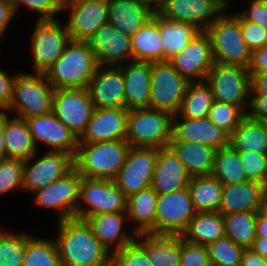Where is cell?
Instances as JSON below:
<instances>
[{
    "instance_id": "6da1fadb",
    "label": "cell",
    "mask_w": 267,
    "mask_h": 266,
    "mask_svg": "<svg viewBox=\"0 0 267 266\" xmlns=\"http://www.w3.org/2000/svg\"><path fill=\"white\" fill-rule=\"evenodd\" d=\"M53 237L62 266H112V253L93 235L85 220L58 221Z\"/></svg>"
},
{
    "instance_id": "7a4b0ae2",
    "label": "cell",
    "mask_w": 267,
    "mask_h": 266,
    "mask_svg": "<svg viewBox=\"0 0 267 266\" xmlns=\"http://www.w3.org/2000/svg\"><path fill=\"white\" fill-rule=\"evenodd\" d=\"M97 67L98 63L90 44L70 40L62 55L44 75L54 89L88 88Z\"/></svg>"
},
{
    "instance_id": "3957f363",
    "label": "cell",
    "mask_w": 267,
    "mask_h": 266,
    "mask_svg": "<svg viewBox=\"0 0 267 266\" xmlns=\"http://www.w3.org/2000/svg\"><path fill=\"white\" fill-rule=\"evenodd\" d=\"M211 40L215 63L248 67L251 51L241 31V16L225 9L205 31Z\"/></svg>"
},
{
    "instance_id": "277c9868",
    "label": "cell",
    "mask_w": 267,
    "mask_h": 266,
    "mask_svg": "<svg viewBox=\"0 0 267 266\" xmlns=\"http://www.w3.org/2000/svg\"><path fill=\"white\" fill-rule=\"evenodd\" d=\"M131 148L125 140L78 143L74 165L81 177L113 180Z\"/></svg>"
},
{
    "instance_id": "5b68a950",
    "label": "cell",
    "mask_w": 267,
    "mask_h": 266,
    "mask_svg": "<svg viewBox=\"0 0 267 266\" xmlns=\"http://www.w3.org/2000/svg\"><path fill=\"white\" fill-rule=\"evenodd\" d=\"M173 116L150 107L129 109L125 140L131 147L166 148L172 139Z\"/></svg>"
},
{
    "instance_id": "8992f818",
    "label": "cell",
    "mask_w": 267,
    "mask_h": 266,
    "mask_svg": "<svg viewBox=\"0 0 267 266\" xmlns=\"http://www.w3.org/2000/svg\"><path fill=\"white\" fill-rule=\"evenodd\" d=\"M54 90L44 73L20 71L15 78L12 102L6 111L23 119L50 113Z\"/></svg>"
},
{
    "instance_id": "52a82bcc",
    "label": "cell",
    "mask_w": 267,
    "mask_h": 266,
    "mask_svg": "<svg viewBox=\"0 0 267 266\" xmlns=\"http://www.w3.org/2000/svg\"><path fill=\"white\" fill-rule=\"evenodd\" d=\"M127 197L108 179L82 177L76 218L85 220L100 213L126 212Z\"/></svg>"
},
{
    "instance_id": "ba28073f",
    "label": "cell",
    "mask_w": 267,
    "mask_h": 266,
    "mask_svg": "<svg viewBox=\"0 0 267 266\" xmlns=\"http://www.w3.org/2000/svg\"><path fill=\"white\" fill-rule=\"evenodd\" d=\"M205 81L209 84L215 101L236 105L246 114L251 91L248 68L214 63Z\"/></svg>"
},
{
    "instance_id": "9c48e42d",
    "label": "cell",
    "mask_w": 267,
    "mask_h": 266,
    "mask_svg": "<svg viewBox=\"0 0 267 266\" xmlns=\"http://www.w3.org/2000/svg\"><path fill=\"white\" fill-rule=\"evenodd\" d=\"M30 38L33 73L45 71L62 55L70 36L66 24L55 20H35Z\"/></svg>"
},
{
    "instance_id": "30bf717a",
    "label": "cell",
    "mask_w": 267,
    "mask_h": 266,
    "mask_svg": "<svg viewBox=\"0 0 267 266\" xmlns=\"http://www.w3.org/2000/svg\"><path fill=\"white\" fill-rule=\"evenodd\" d=\"M188 83L169 61L151 62L149 107L177 114Z\"/></svg>"
},
{
    "instance_id": "8fae6325",
    "label": "cell",
    "mask_w": 267,
    "mask_h": 266,
    "mask_svg": "<svg viewBox=\"0 0 267 266\" xmlns=\"http://www.w3.org/2000/svg\"><path fill=\"white\" fill-rule=\"evenodd\" d=\"M39 150L29 159L24 160L23 192H30L49 185L66 174L74 167V156L59 151H47L39 157ZM38 156V157H37Z\"/></svg>"
},
{
    "instance_id": "7c38bea8",
    "label": "cell",
    "mask_w": 267,
    "mask_h": 266,
    "mask_svg": "<svg viewBox=\"0 0 267 266\" xmlns=\"http://www.w3.org/2000/svg\"><path fill=\"white\" fill-rule=\"evenodd\" d=\"M81 179L74 167L64 177L33 192L32 202L37 208L56 209L57 221L76 218Z\"/></svg>"
},
{
    "instance_id": "4fadbf2b",
    "label": "cell",
    "mask_w": 267,
    "mask_h": 266,
    "mask_svg": "<svg viewBox=\"0 0 267 266\" xmlns=\"http://www.w3.org/2000/svg\"><path fill=\"white\" fill-rule=\"evenodd\" d=\"M195 213L188 187L158 194L156 235L181 236Z\"/></svg>"
},
{
    "instance_id": "5bb4252c",
    "label": "cell",
    "mask_w": 267,
    "mask_h": 266,
    "mask_svg": "<svg viewBox=\"0 0 267 266\" xmlns=\"http://www.w3.org/2000/svg\"><path fill=\"white\" fill-rule=\"evenodd\" d=\"M158 148L131 147L113 182L126 197L151 187Z\"/></svg>"
},
{
    "instance_id": "9a60e30c",
    "label": "cell",
    "mask_w": 267,
    "mask_h": 266,
    "mask_svg": "<svg viewBox=\"0 0 267 266\" xmlns=\"http://www.w3.org/2000/svg\"><path fill=\"white\" fill-rule=\"evenodd\" d=\"M63 12L70 39L88 42L95 31L108 22V0H64Z\"/></svg>"
},
{
    "instance_id": "2e32d148",
    "label": "cell",
    "mask_w": 267,
    "mask_h": 266,
    "mask_svg": "<svg viewBox=\"0 0 267 266\" xmlns=\"http://www.w3.org/2000/svg\"><path fill=\"white\" fill-rule=\"evenodd\" d=\"M94 110L87 88L54 90L52 112L79 139L85 132Z\"/></svg>"
},
{
    "instance_id": "e0dca14e",
    "label": "cell",
    "mask_w": 267,
    "mask_h": 266,
    "mask_svg": "<svg viewBox=\"0 0 267 266\" xmlns=\"http://www.w3.org/2000/svg\"><path fill=\"white\" fill-rule=\"evenodd\" d=\"M230 0H166L159 14L169 20L193 24L200 31L208 26L225 10Z\"/></svg>"
},
{
    "instance_id": "ac0fdd59",
    "label": "cell",
    "mask_w": 267,
    "mask_h": 266,
    "mask_svg": "<svg viewBox=\"0 0 267 266\" xmlns=\"http://www.w3.org/2000/svg\"><path fill=\"white\" fill-rule=\"evenodd\" d=\"M25 120L38 150L42 143L48 151L65 152L75 157L79 139L52 111Z\"/></svg>"
},
{
    "instance_id": "d6986e66",
    "label": "cell",
    "mask_w": 267,
    "mask_h": 266,
    "mask_svg": "<svg viewBox=\"0 0 267 266\" xmlns=\"http://www.w3.org/2000/svg\"><path fill=\"white\" fill-rule=\"evenodd\" d=\"M169 62L188 81L205 80L215 63L209 35L205 31L198 33Z\"/></svg>"
},
{
    "instance_id": "ffe728a7",
    "label": "cell",
    "mask_w": 267,
    "mask_h": 266,
    "mask_svg": "<svg viewBox=\"0 0 267 266\" xmlns=\"http://www.w3.org/2000/svg\"><path fill=\"white\" fill-rule=\"evenodd\" d=\"M88 43L98 66H120L132 60L131 37L109 22L101 25Z\"/></svg>"
},
{
    "instance_id": "44dd1931",
    "label": "cell",
    "mask_w": 267,
    "mask_h": 266,
    "mask_svg": "<svg viewBox=\"0 0 267 266\" xmlns=\"http://www.w3.org/2000/svg\"><path fill=\"white\" fill-rule=\"evenodd\" d=\"M129 109L94 108L79 143H97L126 139Z\"/></svg>"
},
{
    "instance_id": "7402d4cb",
    "label": "cell",
    "mask_w": 267,
    "mask_h": 266,
    "mask_svg": "<svg viewBox=\"0 0 267 266\" xmlns=\"http://www.w3.org/2000/svg\"><path fill=\"white\" fill-rule=\"evenodd\" d=\"M170 142L202 143L218 149L229 144V135L208 117L186 119L175 114L172 120Z\"/></svg>"
},
{
    "instance_id": "603a6c76",
    "label": "cell",
    "mask_w": 267,
    "mask_h": 266,
    "mask_svg": "<svg viewBox=\"0 0 267 266\" xmlns=\"http://www.w3.org/2000/svg\"><path fill=\"white\" fill-rule=\"evenodd\" d=\"M87 89L94 108L125 107L124 77L118 66H98Z\"/></svg>"
},
{
    "instance_id": "cb8c5ba5",
    "label": "cell",
    "mask_w": 267,
    "mask_h": 266,
    "mask_svg": "<svg viewBox=\"0 0 267 266\" xmlns=\"http://www.w3.org/2000/svg\"><path fill=\"white\" fill-rule=\"evenodd\" d=\"M93 235L113 254L116 250L132 243L136 238L133 230L128 231L126 212L100 213L85 219ZM125 227V228H124Z\"/></svg>"
},
{
    "instance_id": "d4e9b609",
    "label": "cell",
    "mask_w": 267,
    "mask_h": 266,
    "mask_svg": "<svg viewBox=\"0 0 267 266\" xmlns=\"http://www.w3.org/2000/svg\"><path fill=\"white\" fill-rule=\"evenodd\" d=\"M263 194V184L257 181L223 185L218 212L222 215L260 212L263 210Z\"/></svg>"
},
{
    "instance_id": "484cf974",
    "label": "cell",
    "mask_w": 267,
    "mask_h": 266,
    "mask_svg": "<svg viewBox=\"0 0 267 266\" xmlns=\"http://www.w3.org/2000/svg\"><path fill=\"white\" fill-rule=\"evenodd\" d=\"M118 67L124 77L125 108L149 107L151 62L131 60Z\"/></svg>"
},
{
    "instance_id": "4316f807",
    "label": "cell",
    "mask_w": 267,
    "mask_h": 266,
    "mask_svg": "<svg viewBox=\"0 0 267 266\" xmlns=\"http://www.w3.org/2000/svg\"><path fill=\"white\" fill-rule=\"evenodd\" d=\"M191 176L169 147L160 148L151 187L157 194L170 193L188 186Z\"/></svg>"
},
{
    "instance_id": "83f0119b",
    "label": "cell",
    "mask_w": 267,
    "mask_h": 266,
    "mask_svg": "<svg viewBox=\"0 0 267 266\" xmlns=\"http://www.w3.org/2000/svg\"><path fill=\"white\" fill-rule=\"evenodd\" d=\"M158 194L152 187L127 197L126 214L136 234L156 235V211Z\"/></svg>"
},
{
    "instance_id": "f1b7e54d",
    "label": "cell",
    "mask_w": 267,
    "mask_h": 266,
    "mask_svg": "<svg viewBox=\"0 0 267 266\" xmlns=\"http://www.w3.org/2000/svg\"><path fill=\"white\" fill-rule=\"evenodd\" d=\"M163 41L160 33V14L153 15L131 36L132 60L163 61Z\"/></svg>"
},
{
    "instance_id": "f546056e",
    "label": "cell",
    "mask_w": 267,
    "mask_h": 266,
    "mask_svg": "<svg viewBox=\"0 0 267 266\" xmlns=\"http://www.w3.org/2000/svg\"><path fill=\"white\" fill-rule=\"evenodd\" d=\"M152 15L153 12L137 0H108V22L130 37Z\"/></svg>"
},
{
    "instance_id": "4dcf8cb0",
    "label": "cell",
    "mask_w": 267,
    "mask_h": 266,
    "mask_svg": "<svg viewBox=\"0 0 267 266\" xmlns=\"http://www.w3.org/2000/svg\"><path fill=\"white\" fill-rule=\"evenodd\" d=\"M3 137L7 158L24 161L38 151L26 120L10 115L6 110Z\"/></svg>"
},
{
    "instance_id": "1f68e13d",
    "label": "cell",
    "mask_w": 267,
    "mask_h": 266,
    "mask_svg": "<svg viewBox=\"0 0 267 266\" xmlns=\"http://www.w3.org/2000/svg\"><path fill=\"white\" fill-rule=\"evenodd\" d=\"M168 147L191 177L211 175L216 148L193 142H170Z\"/></svg>"
},
{
    "instance_id": "d6a6232c",
    "label": "cell",
    "mask_w": 267,
    "mask_h": 266,
    "mask_svg": "<svg viewBox=\"0 0 267 266\" xmlns=\"http://www.w3.org/2000/svg\"><path fill=\"white\" fill-rule=\"evenodd\" d=\"M135 240L145 249L153 266H179L180 236L137 234Z\"/></svg>"
},
{
    "instance_id": "836d02e7",
    "label": "cell",
    "mask_w": 267,
    "mask_h": 266,
    "mask_svg": "<svg viewBox=\"0 0 267 266\" xmlns=\"http://www.w3.org/2000/svg\"><path fill=\"white\" fill-rule=\"evenodd\" d=\"M224 236V219L218 211L196 212L181 235L191 243L206 246Z\"/></svg>"
},
{
    "instance_id": "e575fe53",
    "label": "cell",
    "mask_w": 267,
    "mask_h": 266,
    "mask_svg": "<svg viewBox=\"0 0 267 266\" xmlns=\"http://www.w3.org/2000/svg\"><path fill=\"white\" fill-rule=\"evenodd\" d=\"M229 145L239 153L267 154V132L264 123L245 116L229 136Z\"/></svg>"
},
{
    "instance_id": "d590c367",
    "label": "cell",
    "mask_w": 267,
    "mask_h": 266,
    "mask_svg": "<svg viewBox=\"0 0 267 266\" xmlns=\"http://www.w3.org/2000/svg\"><path fill=\"white\" fill-rule=\"evenodd\" d=\"M214 95L205 81H189L178 115L186 119L206 118L214 103Z\"/></svg>"
},
{
    "instance_id": "8d00e7d4",
    "label": "cell",
    "mask_w": 267,
    "mask_h": 266,
    "mask_svg": "<svg viewBox=\"0 0 267 266\" xmlns=\"http://www.w3.org/2000/svg\"><path fill=\"white\" fill-rule=\"evenodd\" d=\"M187 187L196 212L218 211L223 184L216 177H191Z\"/></svg>"
},
{
    "instance_id": "74e56055",
    "label": "cell",
    "mask_w": 267,
    "mask_h": 266,
    "mask_svg": "<svg viewBox=\"0 0 267 266\" xmlns=\"http://www.w3.org/2000/svg\"><path fill=\"white\" fill-rule=\"evenodd\" d=\"M200 32L193 24L169 20L160 15L163 61H169Z\"/></svg>"
},
{
    "instance_id": "f35d334b",
    "label": "cell",
    "mask_w": 267,
    "mask_h": 266,
    "mask_svg": "<svg viewBox=\"0 0 267 266\" xmlns=\"http://www.w3.org/2000/svg\"><path fill=\"white\" fill-rule=\"evenodd\" d=\"M211 175L216 177L223 185L248 181L239 158V152L229 144L216 149Z\"/></svg>"
},
{
    "instance_id": "ab89813d",
    "label": "cell",
    "mask_w": 267,
    "mask_h": 266,
    "mask_svg": "<svg viewBox=\"0 0 267 266\" xmlns=\"http://www.w3.org/2000/svg\"><path fill=\"white\" fill-rule=\"evenodd\" d=\"M257 213L240 212L222 215L225 236L243 248H251L256 236L255 220Z\"/></svg>"
},
{
    "instance_id": "60d3db41",
    "label": "cell",
    "mask_w": 267,
    "mask_h": 266,
    "mask_svg": "<svg viewBox=\"0 0 267 266\" xmlns=\"http://www.w3.org/2000/svg\"><path fill=\"white\" fill-rule=\"evenodd\" d=\"M23 266H62L54 238L33 234L26 243Z\"/></svg>"
},
{
    "instance_id": "b9f144b4",
    "label": "cell",
    "mask_w": 267,
    "mask_h": 266,
    "mask_svg": "<svg viewBox=\"0 0 267 266\" xmlns=\"http://www.w3.org/2000/svg\"><path fill=\"white\" fill-rule=\"evenodd\" d=\"M31 236L3 229L0 232V266H23L26 243Z\"/></svg>"
},
{
    "instance_id": "7bdbcfd3",
    "label": "cell",
    "mask_w": 267,
    "mask_h": 266,
    "mask_svg": "<svg viewBox=\"0 0 267 266\" xmlns=\"http://www.w3.org/2000/svg\"><path fill=\"white\" fill-rule=\"evenodd\" d=\"M211 266H240L245 250L229 237H222L207 245Z\"/></svg>"
},
{
    "instance_id": "ee69618b",
    "label": "cell",
    "mask_w": 267,
    "mask_h": 266,
    "mask_svg": "<svg viewBox=\"0 0 267 266\" xmlns=\"http://www.w3.org/2000/svg\"><path fill=\"white\" fill-rule=\"evenodd\" d=\"M245 116L236 105L214 101L208 118L230 136Z\"/></svg>"
},
{
    "instance_id": "f6af8a7d",
    "label": "cell",
    "mask_w": 267,
    "mask_h": 266,
    "mask_svg": "<svg viewBox=\"0 0 267 266\" xmlns=\"http://www.w3.org/2000/svg\"><path fill=\"white\" fill-rule=\"evenodd\" d=\"M23 166L24 161L20 159L6 157L0 160V196L13 190L23 191Z\"/></svg>"
},
{
    "instance_id": "bcb514c9",
    "label": "cell",
    "mask_w": 267,
    "mask_h": 266,
    "mask_svg": "<svg viewBox=\"0 0 267 266\" xmlns=\"http://www.w3.org/2000/svg\"><path fill=\"white\" fill-rule=\"evenodd\" d=\"M64 0H13L14 15L18 13L20 7L35 11L38 15V21L55 20L58 14L63 13Z\"/></svg>"
},
{
    "instance_id": "7dc6e473",
    "label": "cell",
    "mask_w": 267,
    "mask_h": 266,
    "mask_svg": "<svg viewBox=\"0 0 267 266\" xmlns=\"http://www.w3.org/2000/svg\"><path fill=\"white\" fill-rule=\"evenodd\" d=\"M112 266H153L145 249L134 240L112 254Z\"/></svg>"
},
{
    "instance_id": "c3c4849f",
    "label": "cell",
    "mask_w": 267,
    "mask_h": 266,
    "mask_svg": "<svg viewBox=\"0 0 267 266\" xmlns=\"http://www.w3.org/2000/svg\"><path fill=\"white\" fill-rule=\"evenodd\" d=\"M239 158L247 179L264 184L267 178V154L242 152Z\"/></svg>"
},
{
    "instance_id": "681fc988",
    "label": "cell",
    "mask_w": 267,
    "mask_h": 266,
    "mask_svg": "<svg viewBox=\"0 0 267 266\" xmlns=\"http://www.w3.org/2000/svg\"><path fill=\"white\" fill-rule=\"evenodd\" d=\"M179 266H211L207 246L191 243L180 236Z\"/></svg>"
},
{
    "instance_id": "f907efd6",
    "label": "cell",
    "mask_w": 267,
    "mask_h": 266,
    "mask_svg": "<svg viewBox=\"0 0 267 266\" xmlns=\"http://www.w3.org/2000/svg\"><path fill=\"white\" fill-rule=\"evenodd\" d=\"M241 31L248 49H260L267 46V29L256 23L245 21L241 17Z\"/></svg>"
},
{
    "instance_id": "816d5d0a",
    "label": "cell",
    "mask_w": 267,
    "mask_h": 266,
    "mask_svg": "<svg viewBox=\"0 0 267 266\" xmlns=\"http://www.w3.org/2000/svg\"><path fill=\"white\" fill-rule=\"evenodd\" d=\"M247 8L237 11L245 20L256 23L267 29V0H249Z\"/></svg>"
},
{
    "instance_id": "f5cc1de1",
    "label": "cell",
    "mask_w": 267,
    "mask_h": 266,
    "mask_svg": "<svg viewBox=\"0 0 267 266\" xmlns=\"http://www.w3.org/2000/svg\"><path fill=\"white\" fill-rule=\"evenodd\" d=\"M16 76L0 68V110H7L12 102Z\"/></svg>"
},
{
    "instance_id": "db71d44e",
    "label": "cell",
    "mask_w": 267,
    "mask_h": 266,
    "mask_svg": "<svg viewBox=\"0 0 267 266\" xmlns=\"http://www.w3.org/2000/svg\"><path fill=\"white\" fill-rule=\"evenodd\" d=\"M246 116L255 121H266L267 95H250Z\"/></svg>"
},
{
    "instance_id": "11a10c76",
    "label": "cell",
    "mask_w": 267,
    "mask_h": 266,
    "mask_svg": "<svg viewBox=\"0 0 267 266\" xmlns=\"http://www.w3.org/2000/svg\"><path fill=\"white\" fill-rule=\"evenodd\" d=\"M247 68L250 74L267 71V46L251 52V59Z\"/></svg>"
},
{
    "instance_id": "9f6ffc18",
    "label": "cell",
    "mask_w": 267,
    "mask_h": 266,
    "mask_svg": "<svg viewBox=\"0 0 267 266\" xmlns=\"http://www.w3.org/2000/svg\"><path fill=\"white\" fill-rule=\"evenodd\" d=\"M14 17L12 2L0 0V41Z\"/></svg>"
},
{
    "instance_id": "6f0895ef",
    "label": "cell",
    "mask_w": 267,
    "mask_h": 266,
    "mask_svg": "<svg viewBox=\"0 0 267 266\" xmlns=\"http://www.w3.org/2000/svg\"><path fill=\"white\" fill-rule=\"evenodd\" d=\"M250 75V95H267V71Z\"/></svg>"
},
{
    "instance_id": "680465c9",
    "label": "cell",
    "mask_w": 267,
    "mask_h": 266,
    "mask_svg": "<svg viewBox=\"0 0 267 266\" xmlns=\"http://www.w3.org/2000/svg\"><path fill=\"white\" fill-rule=\"evenodd\" d=\"M240 266H267L264 257L251 248H245Z\"/></svg>"
},
{
    "instance_id": "91938a15",
    "label": "cell",
    "mask_w": 267,
    "mask_h": 266,
    "mask_svg": "<svg viewBox=\"0 0 267 266\" xmlns=\"http://www.w3.org/2000/svg\"><path fill=\"white\" fill-rule=\"evenodd\" d=\"M255 228L257 237L267 238V214L265 212H257Z\"/></svg>"
},
{
    "instance_id": "94428289",
    "label": "cell",
    "mask_w": 267,
    "mask_h": 266,
    "mask_svg": "<svg viewBox=\"0 0 267 266\" xmlns=\"http://www.w3.org/2000/svg\"><path fill=\"white\" fill-rule=\"evenodd\" d=\"M251 249L265 258L267 256V238L256 237Z\"/></svg>"
},
{
    "instance_id": "6125c7cd",
    "label": "cell",
    "mask_w": 267,
    "mask_h": 266,
    "mask_svg": "<svg viewBox=\"0 0 267 266\" xmlns=\"http://www.w3.org/2000/svg\"><path fill=\"white\" fill-rule=\"evenodd\" d=\"M5 126V110H0V160L6 158L3 129Z\"/></svg>"
},
{
    "instance_id": "be15d7a7",
    "label": "cell",
    "mask_w": 267,
    "mask_h": 266,
    "mask_svg": "<svg viewBox=\"0 0 267 266\" xmlns=\"http://www.w3.org/2000/svg\"><path fill=\"white\" fill-rule=\"evenodd\" d=\"M139 3L144 4L153 13L159 12V10L165 5L166 0H137Z\"/></svg>"
},
{
    "instance_id": "e7e4bbea",
    "label": "cell",
    "mask_w": 267,
    "mask_h": 266,
    "mask_svg": "<svg viewBox=\"0 0 267 266\" xmlns=\"http://www.w3.org/2000/svg\"><path fill=\"white\" fill-rule=\"evenodd\" d=\"M263 212L267 214V193L263 194Z\"/></svg>"
},
{
    "instance_id": "03108f58",
    "label": "cell",
    "mask_w": 267,
    "mask_h": 266,
    "mask_svg": "<svg viewBox=\"0 0 267 266\" xmlns=\"http://www.w3.org/2000/svg\"><path fill=\"white\" fill-rule=\"evenodd\" d=\"M263 187H264V193H267V178L265 183L263 184Z\"/></svg>"
},
{
    "instance_id": "003e7915",
    "label": "cell",
    "mask_w": 267,
    "mask_h": 266,
    "mask_svg": "<svg viewBox=\"0 0 267 266\" xmlns=\"http://www.w3.org/2000/svg\"><path fill=\"white\" fill-rule=\"evenodd\" d=\"M264 125H265V129H266V132H267V120L266 121H263Z\"/></svg>"
}]
</instances>
